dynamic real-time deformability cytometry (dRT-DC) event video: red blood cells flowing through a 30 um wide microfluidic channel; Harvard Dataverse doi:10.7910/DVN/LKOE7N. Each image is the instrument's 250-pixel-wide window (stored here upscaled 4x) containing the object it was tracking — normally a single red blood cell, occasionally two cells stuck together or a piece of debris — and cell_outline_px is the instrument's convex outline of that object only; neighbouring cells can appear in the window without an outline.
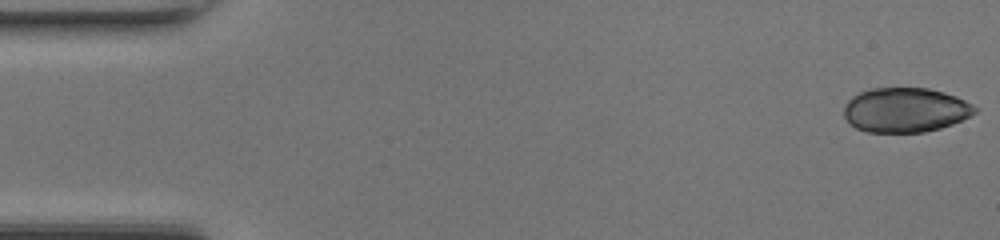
{"species": "common noctule bat (a hibernating species)", "species_latin": "Nyctalus noctula", "temperature_condition": "room temperature", "stored_images_in_passage": 48, "camera_frame_rate_fps": 3000, "um_per_image_px": 0.085, "animal": {"sex": "female", "body_mass_g": 17.0, "forearm_length_mm": 48.0}, "frame": {"image": 1, "passage_image": 1, "time_ms": 0.0, "image_size_px": [1000, 240], "cell_outline_px": [[980, 108], [976, 112], [952, 124], [940, 128], [924, 132], [868, 132], [856, 128], [844, 116], [844, 104], [852, 96], [860, 92], [872, 88], [928, 88], [944, 92], [956, 96]], "centroid_in_image_um": [76.96, 9.34], "position_along_channel_um": 8.0, "area_um2": 33.99}}